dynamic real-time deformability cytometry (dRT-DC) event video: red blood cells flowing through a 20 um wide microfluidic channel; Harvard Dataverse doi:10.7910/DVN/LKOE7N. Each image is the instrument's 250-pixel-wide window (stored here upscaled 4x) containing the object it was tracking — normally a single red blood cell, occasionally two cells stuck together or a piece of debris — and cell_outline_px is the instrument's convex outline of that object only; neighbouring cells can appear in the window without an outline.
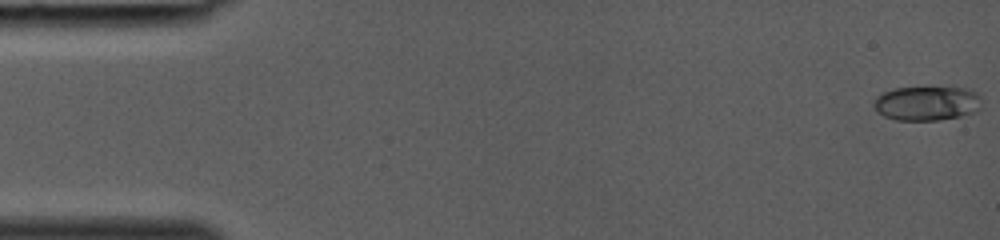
{"species": "common noctule bat (a hibernating species)", "species_latin": "Nyctalus noctula", "temperature_condition": "room temperature", "stored_images_in_passage": 38, "camera_frame_rate_fps": 3000, "um_per_image_px": 0.085, "animal": {"sex": "female", "body_mass_g": 19.0, "forearm_length_mm": 53.3}, "frame": {"image": 1, "passage_image": 1, "time_ms": 0.0, "image_size_px": [1000, 240], "cell_outline_px": [[980, 108], [976, 112], [960, 116], [940, 120], [896, 120], [884, 116], [876, 112], [872, 104], [872, 100], [880, 92], [892, 88], [968, 88], [980, 92]], "centroid_in_image_um": [78.75, 8.78], "position_along_channel_um": 6.3, "area_um2": 22.02}}
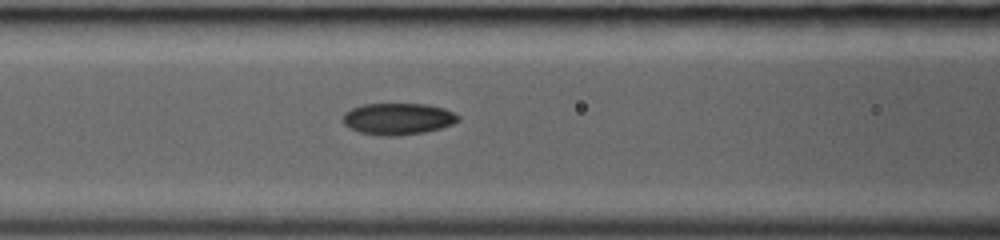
{"frame": {"image": 2, "passage_image": 17, "time_ms": 5.333, "image_size_px": [1000, 240], "cell_outline_px": [[460, 120], [452, 124], [440, 128], [424, 132], [396, 136], [380, 136], [360, 132], [348, 128], [340, 120], [344, 112], [352, 108], [364, 104], [428, 104], [444, 108], [460, 116]], "centroid_in_image_um": [33.79, 10.1], "position_along_channel_um": 132.8, "area_um2": 21.44}}
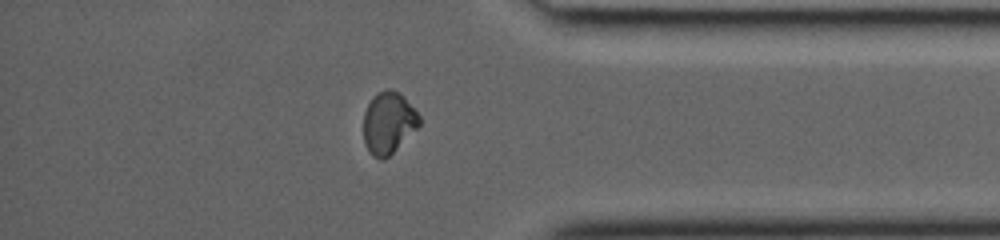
{"frame": {"image": 3, "passage_image": 33, "time_ms": 10.667, "image_size_px": [1000, 240], "cell_outline_px": [[420, 124], [384, 160], [380, 160], [372, 156], [368, 152], [364, 144], [364, 112], [372, 96], [376, 92], [388, 88], [392, 88], [400, 92], [404, 96], [420, 116]], "centroid_in_image_um": [32.99, 10.41], "position_along_channel_um": 402.2, "area_um2": 20.17}}